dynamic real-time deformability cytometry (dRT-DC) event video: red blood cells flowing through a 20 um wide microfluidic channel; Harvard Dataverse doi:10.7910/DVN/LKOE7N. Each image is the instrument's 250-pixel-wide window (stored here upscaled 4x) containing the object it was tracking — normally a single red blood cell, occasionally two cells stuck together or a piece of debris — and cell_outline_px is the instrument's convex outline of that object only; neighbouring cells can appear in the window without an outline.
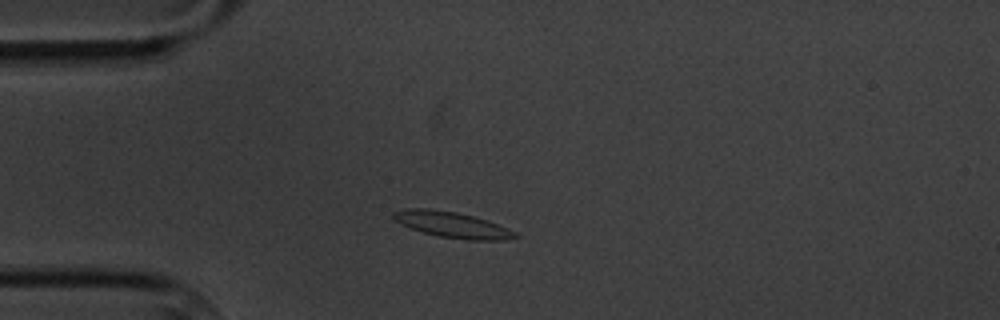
{"species": "common noctule bat (a hibernating species)", "species_latin": "Nyctalus noctula", "temperature_condition": "cold", "stored_images_in_passage": 5, "camera_frame_rate_fps": 3000, "um_per_image_px": 0.085, "animal": {"sex": "male", "body_mass_g": 20.1, "forearm_length_mm": 53.5}, "frame": {"image": 1, "passage_image": 3, "time_ms": 2.333, "image_size_px": [1000, 320], "cell_outline_px": [[520, 236], [504, 240], [468, 240], [440, 236], [424, 232], [400, 224], [392, 216], [392, 212], [408, 208], [428, 208], [456, 212], [488, 220], [508, 228], [516, 232]], "centroid_in_image_um": [38.46, 19.1], "position_along_channel_um": 46.5, "area_um2": 18.21}}
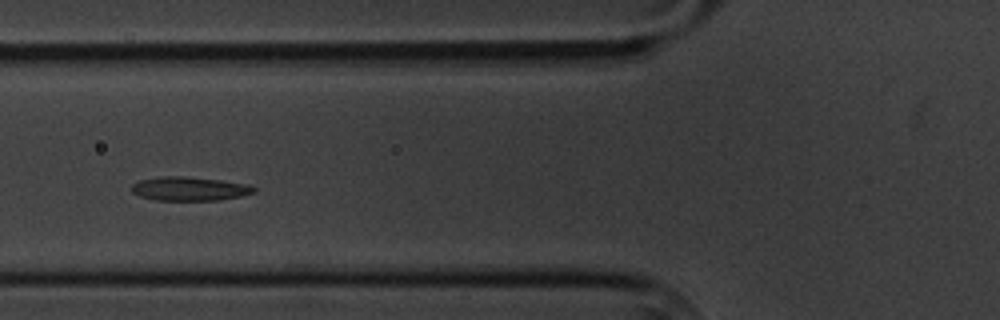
{"frame": {"image": 2, "passage_image": 5, "time_ms": 4.667, "image_size_px": [1000, 320], "cell_outline_px": [[256, 192], [240, 196], [220, 200], [156, 200], [140, 196], [132, 192], [132, 184], [136, 180], [160, 176], [184, 176], [220, 180], [248, 184], [256, 188]], "centroid_in_image_um": [16.08, 16.03], "position_along_channel_um": 109.7, "area_um2": 17.11}}